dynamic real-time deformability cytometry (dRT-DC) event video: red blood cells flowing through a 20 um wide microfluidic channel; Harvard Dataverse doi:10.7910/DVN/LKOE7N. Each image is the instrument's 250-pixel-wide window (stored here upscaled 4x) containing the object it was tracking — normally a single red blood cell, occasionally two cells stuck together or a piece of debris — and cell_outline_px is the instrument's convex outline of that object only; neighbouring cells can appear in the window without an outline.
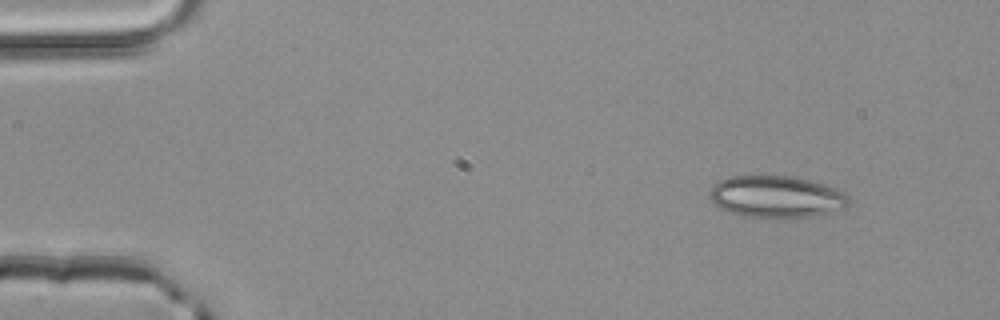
{"species": "common noctule bat (a hibernating species)", "species_latin": "Nyctalus noctula", "temperature_condition": "room temperature", "stored_images_in_passage": 3, "camera_frame_rate_fps": 3000, "um_per_image_px": 0.085, "animal": {"sex": "male", "body_mass_g": 20.4}, "frame": {"image": 1, "passage_image": 1, "time_ms": 0.0, "image_size_px": [1000, 320], "cell_outline_px": [[848, 204], [844, 208], [808, 216], [744, 216], [720, 208], [712, 200], [712, 188], [720, 180], [732, 176], [792, 176], [824, 184], [836, 188], [844, 192], [848, 196]], "centroid_in_image_um": [66.01, 16.69], "position_along_channel_um": 19.0, "area_um2": 32.83}}